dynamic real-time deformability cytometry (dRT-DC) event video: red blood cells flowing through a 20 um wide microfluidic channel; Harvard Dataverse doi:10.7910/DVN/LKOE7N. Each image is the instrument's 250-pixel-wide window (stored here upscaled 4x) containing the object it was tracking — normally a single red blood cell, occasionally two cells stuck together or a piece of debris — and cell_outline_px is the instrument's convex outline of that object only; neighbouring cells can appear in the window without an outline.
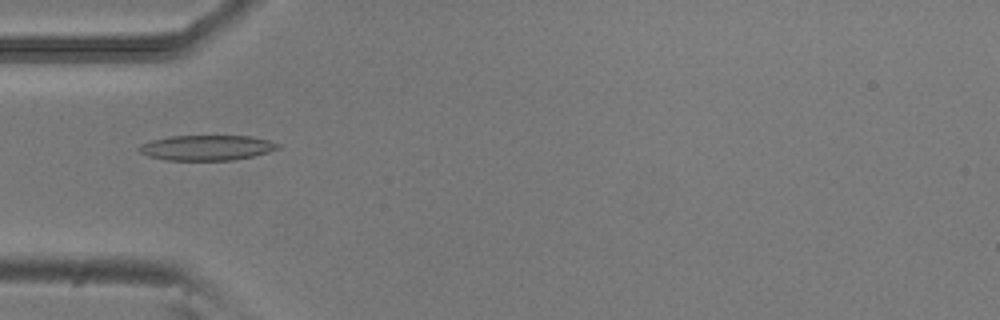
{"species": "common noctule bat (a hibernating species)", "species_latin": "Nyctalus noctula", "temperature_condition": "room temperature", "stored_images_in_passage": 4, "camera_frame_rate_fps": 3000, "um_per_image_px": 0.085, "animal": {"sex": "male", "body_mass_g": 20.5, "forearm_length_mm": 52.5}, "frame": {"image": 1, "passage_image": 4, "time_ms": 1.0, "image_size_px": [1000, 320], "cell_outline_px": [[280, 148], [268, 152], [252, 156], [232, 160], [168, 160], [148, 156], [140, 152], [136, 148], [140, 144], [152, 140], [172, 136], [252, 136], [268, 140], [280, 144]], "centroid_in_image_um": [17.57, 12.55], "position_along_channel_um": 67.4, "area_um2": 20.35}}